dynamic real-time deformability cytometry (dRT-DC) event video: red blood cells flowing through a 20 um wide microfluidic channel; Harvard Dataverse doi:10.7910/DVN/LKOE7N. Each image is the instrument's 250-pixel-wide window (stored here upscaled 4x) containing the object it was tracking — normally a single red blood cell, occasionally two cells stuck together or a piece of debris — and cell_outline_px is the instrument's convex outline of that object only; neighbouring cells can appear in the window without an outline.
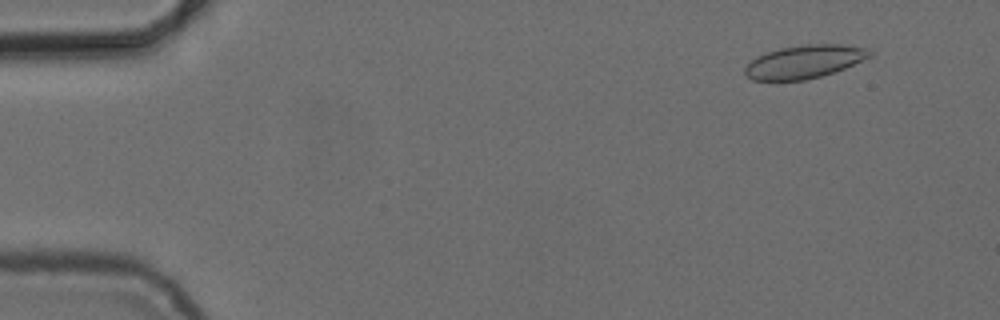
{"species": "common noctule bat (a hibernating species)", "species_latin": "Nyctalus noctula", "temperature_condition": "cold", "stored_images_in_passage": 4, "camera_frame_rate_fps": 3000, "um_per_image_px": 0.085, "animal": {"sex": "female", "body_mass_g": 24.6, "forearm_length_mm": 56.2}, "frame": {"image": 1, "passage_image": 1, "time_ms": 0.0, "image_size_px": [1000, 320], "cell_outline_px": [[872, 56], [844, 68], [820, 76], [804, 80], [752, 80], [744, 72], [744, 68], [756, 56], [780, 48], [808, 44], [840, 44], [868, 48], [872, 52]], "centroid_in_image_um": [68.38, 5.24], "position_along_channel_um": 16.6, "area_um2": 23.87}}